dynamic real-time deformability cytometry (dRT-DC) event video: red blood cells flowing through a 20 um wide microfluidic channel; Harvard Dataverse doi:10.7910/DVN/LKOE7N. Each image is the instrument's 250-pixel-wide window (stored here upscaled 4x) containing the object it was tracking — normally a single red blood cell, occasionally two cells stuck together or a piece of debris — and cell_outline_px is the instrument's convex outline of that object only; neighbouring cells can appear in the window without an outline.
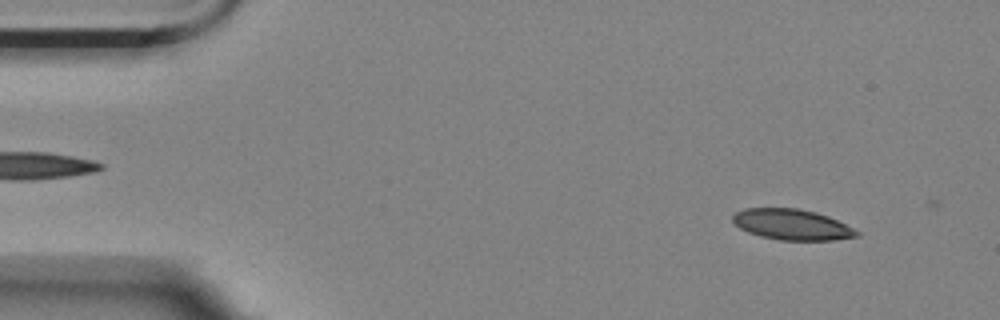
{"species": "Egyptian fruit bat (a non-hibernating species)", "species_latin": "Rousettus aegyptiacus", "temperature_condition": "room temperature", "stored_images_in_passage": 9, "camera_frame_rate_fps": 3000, "um_per_image_px": 0.085, "animal": {"sex": "female"}, "frame": {"image": 1, "passage_image": 5, "time_ms": 1.333, "image_size_px": [1000, 320], "cell_outline_px": [[860, 236], [832, 240], [780, 240], [760, 236], [748, 232], [740, 228], [732, 220], [732, 216], [736, 212], [744, 208], [800, 208], [816, 212], [828, 216], [860, 232]], "centroid_in_image_um": [67.3, 19.08], "position_along_channel_um": 17.7, "area_um2": 22.14}}